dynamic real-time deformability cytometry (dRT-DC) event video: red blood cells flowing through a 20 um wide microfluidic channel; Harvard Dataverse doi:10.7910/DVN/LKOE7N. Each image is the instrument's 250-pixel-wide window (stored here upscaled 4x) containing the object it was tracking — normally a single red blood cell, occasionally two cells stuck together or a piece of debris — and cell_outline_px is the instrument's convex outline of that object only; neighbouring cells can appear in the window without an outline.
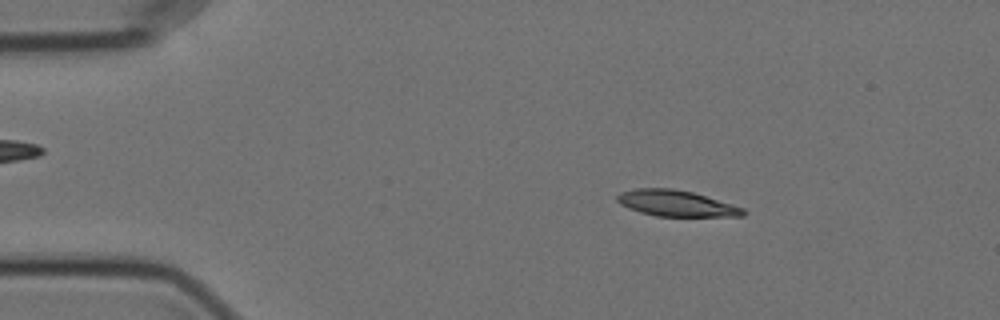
{"species": "Egyptian fruit bat (a non-hibernating species)", "species_latin": "Rousettus aegyptiacus", "temperature_condition": "cold", "stored_images_in_passage": 31, "camera_frame_rate_fps": 3000, "um_per_image_px": 0.085, "animal": {"sex": "female"}, "frame": {"image": 1, "passage_image": 9, "time_ms": 2.667, "image_size_px": [1000, 320], "cell_outline_px": [[748, 212], [744, 216], [656, 216], [640, 212], [628, 208], [620, 204], [616, 200], [616, 196], [620, 192], [636, 188], [672, 188], [692, 192], [732, 204], [744, 208]], "centroid_in_image_um": [57.46, 17.28], "position_along_channel_um": 27.5, "area_um2": 19.13}}
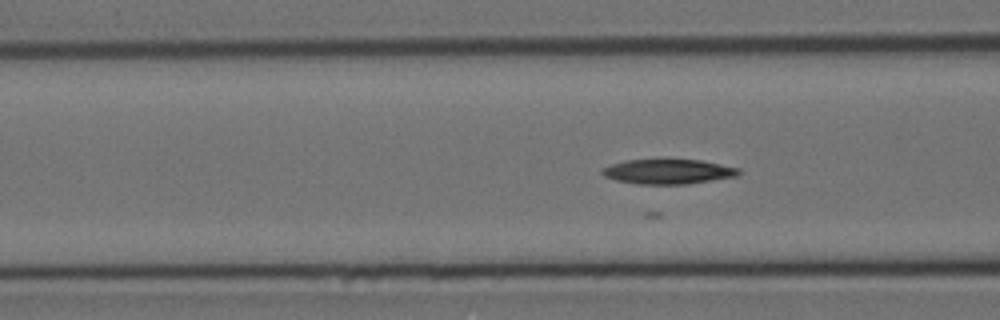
{"frame": {"image": 2, "passage_image": 21, "time_ms": 6.667, "image_size_px": [1000, 320], "cell_outline_px": [[740, 176], [688, 184], [636, 184], [616, 180], [604, 176], [600, 172], [600, 168], [624, 160], [664, 156], [700, 160], [740, 168]], "centroid_in_image_um": [56.77, 14.53], "position_along_channel_um": 109.8, "area_um2": 20.92}}
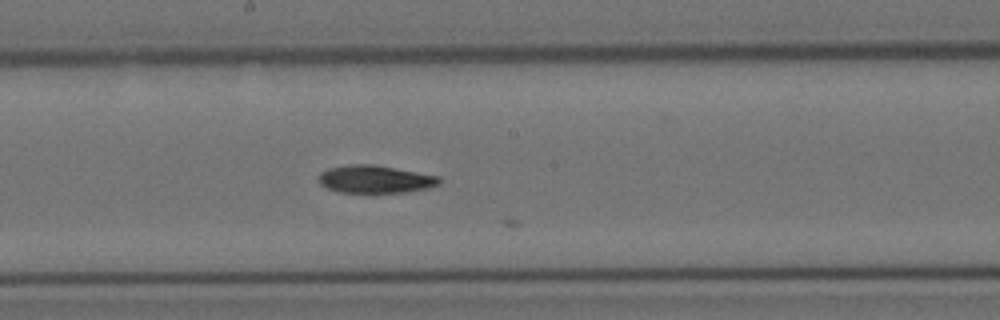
{"frame": {"image": 3, "passage_image": 30, "time_ms": 9.667, "image_size_px": [1000, 320], "cell_outline_px": [[444, 180], [440, 184], [428, 188], [408, 192], [340, 192], [328, 188], [320, 184], [320, 172], [328, 168], [352, 164], [372, 164], [440, 176]], "centroid_in_image_um": [31.95, 15.23], "position_along_channel_um": 216.3, "area_um2": 19.42}}